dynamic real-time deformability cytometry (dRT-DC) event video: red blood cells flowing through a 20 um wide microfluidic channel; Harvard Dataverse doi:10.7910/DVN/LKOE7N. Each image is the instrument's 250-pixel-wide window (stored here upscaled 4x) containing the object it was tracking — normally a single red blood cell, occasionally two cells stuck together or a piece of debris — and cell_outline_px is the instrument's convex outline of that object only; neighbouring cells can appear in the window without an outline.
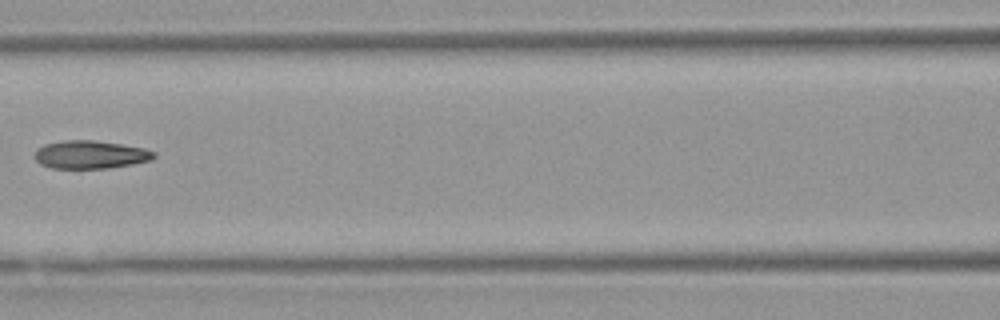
{"species": "Egyptian fruit bat (a non-hibernating species)", "species_latin": "Rousettus aegyptiacus", "temperature_condition": "warm", "stored_images_in_passage": 6, "camera_frame_rate_fps": 3000, "um_per_image_px": 0.085, "animal": {"sex": "female"}, "frame": {"image": 1, "passage_image": 6, "time_ms": 7.0, "image_size_px": [1000, 320], "cell_outline_px": [[156, 156], [152, 160], [132, 164], [108, 168], [52, 168], [40, 164], [36, 160], [36, 148], [44, 144], [64, 140], [96, 140], [144, 148], [156, 152]], "centroid_in_image_um": [7.69, 13.14], "position_along_channel_um": 158.9, "area_um2": 19.54}}